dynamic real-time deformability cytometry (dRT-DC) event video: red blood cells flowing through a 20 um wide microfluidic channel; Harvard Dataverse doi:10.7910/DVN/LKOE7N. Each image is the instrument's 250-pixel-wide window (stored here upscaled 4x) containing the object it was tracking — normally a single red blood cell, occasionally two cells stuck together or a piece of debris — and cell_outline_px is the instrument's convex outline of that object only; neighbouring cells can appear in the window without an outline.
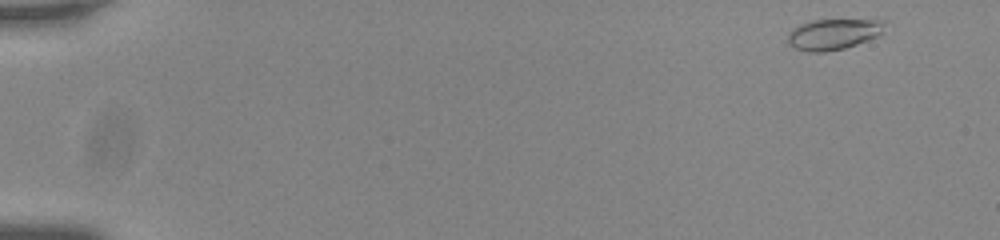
{"species": "common noctule bat (a hibernating species)", "species_latin": "Nyctalus noctula", "temperature_condition": "room temperature", "stored_images_in_passage": 8, "camera_frame_rate_fps": 3000, "um_per_image_px": 0.085, "animal": {"sex": "male", "body_mass_g": 20.0, "forearm_length_mm": 53.3}, "frame": {"image": 1, "passage_image": 1, "time_ms": 0.0, "image_size_px": [1000, 240], "cell_outline_px": [[880, 32], [876, 36], [856, 44], [844, 48], [824, 52], [808, 52], [796, 48], [788, 44], [788, 32], [792, 28], [800, 24], [812, 20], [880, 20]], "centroid_in_image_um": [70.7, 2.92], "position_along_channel_um": 14.3, "area_um2": 16.88}}